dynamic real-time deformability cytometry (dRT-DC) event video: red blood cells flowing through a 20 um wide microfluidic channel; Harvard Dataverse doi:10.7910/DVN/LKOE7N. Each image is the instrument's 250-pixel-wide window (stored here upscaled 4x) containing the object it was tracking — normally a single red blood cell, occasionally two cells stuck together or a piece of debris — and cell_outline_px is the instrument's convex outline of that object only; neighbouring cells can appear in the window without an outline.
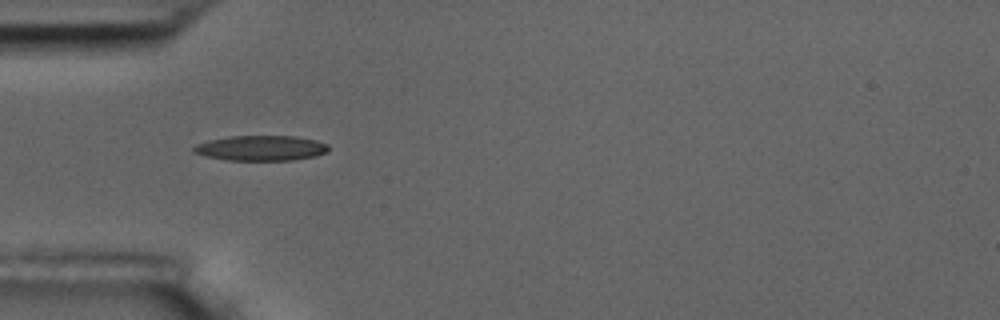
{"species": "common noctule bat (a hibernating species)", "species_latin": "Nyctalus noctula", "temperature_condition": "room temperature", "stored_images_in_passage": 2, "camera_frame_rate_fps": 3000, "um_per_image_px": 0.085, "animal": {"sex": "male", "body_mass_g": 17.5, "forearm_length_mm": 52.3}, "frame": {"image": 1, "passage_image": 1, "time_ms": 0.0, "image_size_px": [1000, 320], "cell_outline_px": [[328, 152], [316, 156], [292, 160], [228, 160], [208, 156], [192, 152], [192, 148], [196, 144], [208, 140], [228, 136], [296, 136], [316, 140], [328, 144]], "centroid_in_image_um": [22.19, 12.58], "position_along_channel_um": 62.8, "area_um2": 19.83}}